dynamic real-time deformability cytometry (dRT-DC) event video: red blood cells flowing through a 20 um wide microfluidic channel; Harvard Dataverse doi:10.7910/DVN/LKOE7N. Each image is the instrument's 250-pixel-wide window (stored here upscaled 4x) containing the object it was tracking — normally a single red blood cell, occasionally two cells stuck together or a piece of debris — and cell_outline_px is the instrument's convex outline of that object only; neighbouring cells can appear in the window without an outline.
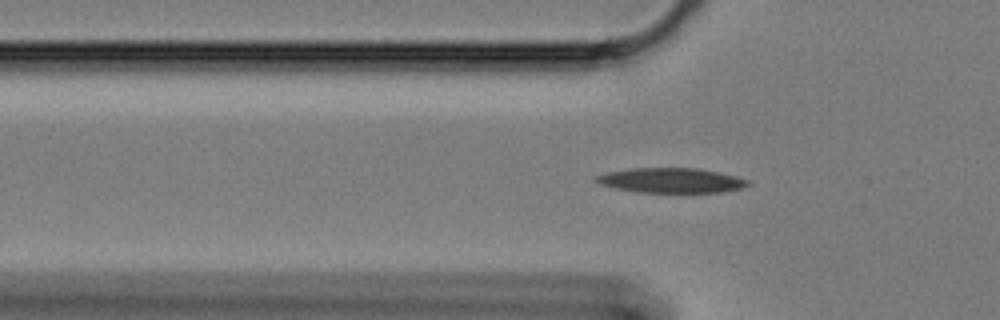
{"species": "Egyptian fruit bat (a non-hibernating species)", "species_latin": "Rousettus aegyptiacus", "temperature_condition": "cold", "stored_images_in_passage": 47, "camera_frame_rate_fps": 3000, "um_per_image_px": 0.085, "animal": {"sex": "female"}, "frame": {"image": 1, "passage_image": 13, "time_ms": 4.0, "image_size_px": [1000, 320], "cell_outline_px": [[752, 184], [744, 188], [724, 192], [636, 192], [616, 188], [600, 184], [592, 180], [592, 176], [608, 172], [632, 168], [696, 168], [720, 172], [736, 176], [748, 180]], "centroid_in_image_um": [57.05, 15.33], "position_along_channel_um": 68.7, "area_um2": 22.2}}
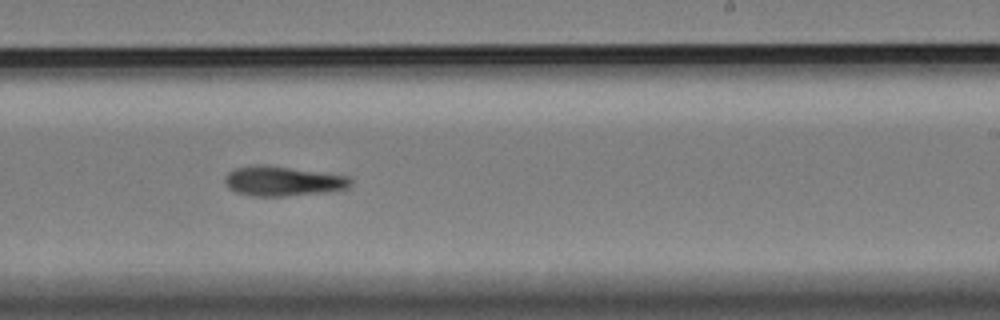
{"frame": {"image": 2, "passage_image": 31, "time_ms": 10.0, "image_size_px": [1000, 320], "cell_outline_px": [[352, 184], [348, 188], [332, 192], [288, 196], [252, 196], [236, 192], [228, 188], [224, 180], [224, 176], [228, 172], [236, 168], [264, 164], [348, 176], [352, 180]], "centroid_in_image_um": [24.06, 15.41], "position_along_channel_um": 264.9, "area_um2": 21.96}}
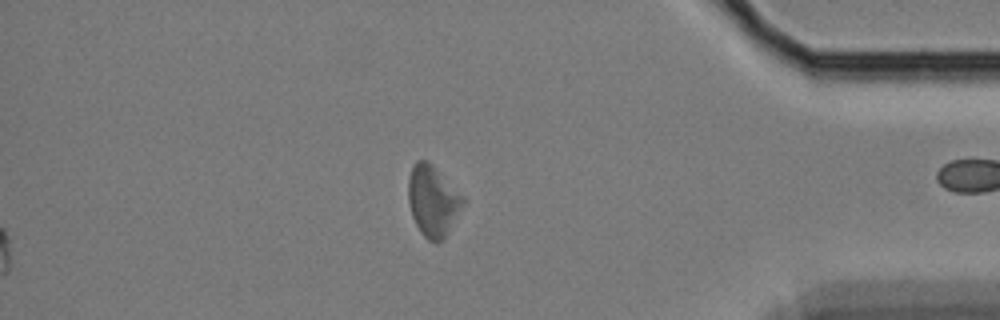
{"frame": {"image": 3, "passage_image": 46, "time_ms": 15.0, "image_size_px": [1000, 320], "cell_outline_px": [[464, 204], [444, 236], [436, 244], [428, 240], [420, 232], [412, 216], [408, 200], [408, 180], [412, 164], [416, 160], [428, 160], [464, 196]], "centroid_in_image_um": [36.76, 17.04], "position_along_channel_um": 398.4, "area_um2": 22.43}}